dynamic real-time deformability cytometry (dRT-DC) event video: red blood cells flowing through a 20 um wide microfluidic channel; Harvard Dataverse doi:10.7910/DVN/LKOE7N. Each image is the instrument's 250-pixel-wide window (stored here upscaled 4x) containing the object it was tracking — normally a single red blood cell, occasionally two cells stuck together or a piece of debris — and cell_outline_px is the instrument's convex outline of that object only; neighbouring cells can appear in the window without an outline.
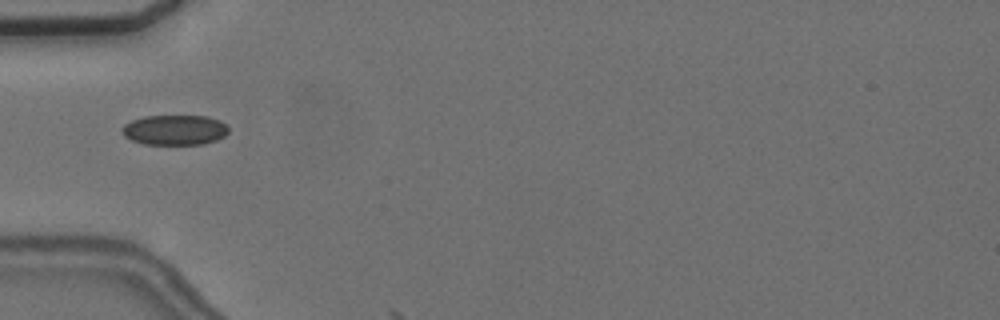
{"species": "common noctule bat (a hibernating species)", "species_latin": "Nyctalus noctula", "temperature_condition": "cold", "stored_images_in_passage": 1, "camera_frame_rate_fps": 3000, "um_per_image_px": 0.085, "animal": {"sex": "female", "body_mass_g": 24.6, "forearm_length_mm": 56.2}, "frame": {"image": 1, "passage_image": 1, "time_ms": 0.0, "image_size_px": [1000, 320], "cell_outline_px": [[228, 132], [224, 136], [216, 140], [204, 144], [144, 144], [132, 140], [124, 136], [120, 128], [124, 124], [132, 120], [144, 116], [208, 116], [220, 120], [228, 124]], "centroid_in_image_um": [14.86, 11.04], "position_along_channel_um": 70.1, "area_um2": 18.84}}